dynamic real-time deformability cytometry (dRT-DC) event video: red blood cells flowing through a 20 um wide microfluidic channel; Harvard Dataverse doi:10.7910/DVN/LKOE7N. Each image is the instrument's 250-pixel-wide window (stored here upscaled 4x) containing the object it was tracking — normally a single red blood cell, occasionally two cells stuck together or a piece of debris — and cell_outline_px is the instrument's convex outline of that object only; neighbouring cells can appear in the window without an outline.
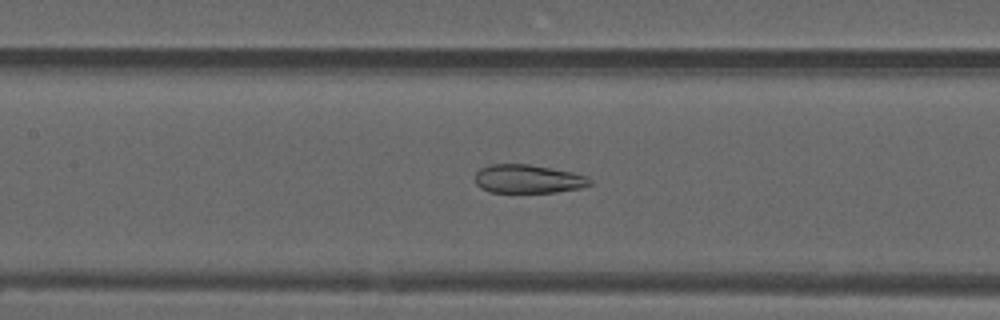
{"species": "common noctule bat (a hibernating species)", "species_latin": "Nyctalus noctula", "temperature_condition": "warm", "stored_images_in_passage": 46, "camera_frame_rate_fps": 3000, "um_per_image_px": 0.085, "animal": {"sex": "male", "forearm_length_mm": 52.5}, "frame": {"image": 1, "passage_image": 17, "time_ms": 5.333, "image_size_px": [1000, 320], "cell_outline_px": [[592, 184], [580, 188], [556, 192], [488, 192], [480, 188], [476, 184], [476, 172], [480, 168], [488, 164], [528, 164], [552, 168], [572, 172], [588, 176], [592, 180]], "centroid_in_image_um": [44.88, 15.2], "position_along_channel_um": 162.5, "area_um2": 19.25}}
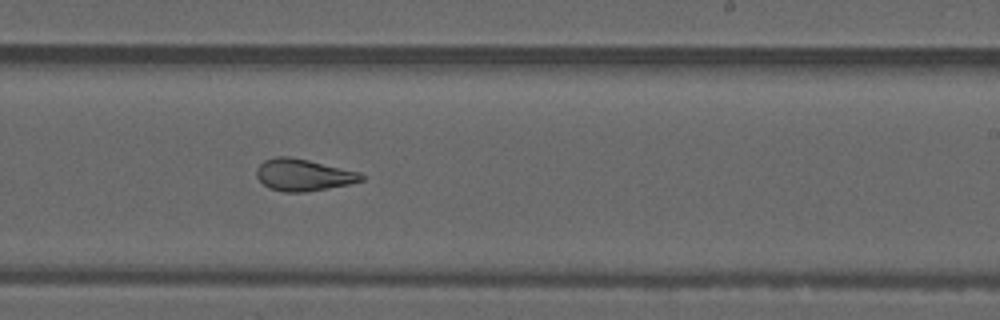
{"frame": {"image": 2, "passage_image": 25, "time_ms": 8.0, "image_size_px": [1000, 320], "cell_outline_px": [[364, 180], [348, 184], [308, 192], [284, 192], [272, 188], [264, 184], [256, 176], [256, 168], [264, 160], [276, 156], [288, 156], [308, 160], [360, 172], [364, 176]], "centroid_in_image_um": [25.78, 14.86], "position_along_channel_um": 263.2, "area_um2": 19.36}}
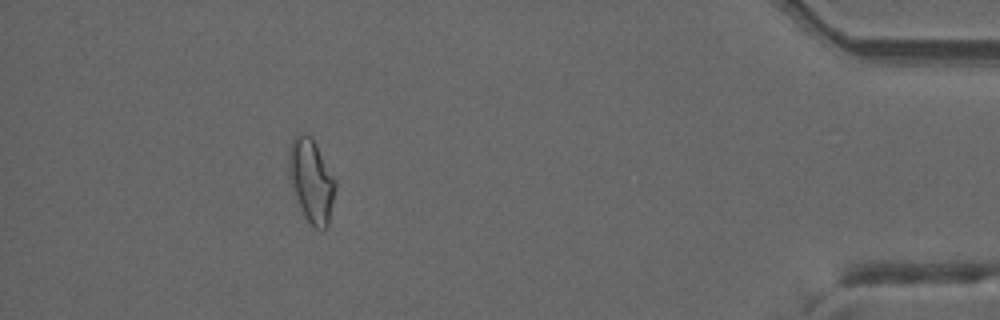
{"frame": {"image": 3, "passage_image": 41, "time_ms": 13.333, "image_size_px": [1000, 320], "cell_outline_px": [[336, 188], [328, 224], [324, 228], [316, 228], [304, 216], [292, 196], [288, 176], [288, 148], [292, 140], [300, 132], [304, 132], [312, 136], [336, 180]], "centroid_in_image_um": [26.42, 15.31], "position_along_channel_um": 408.8, "area_um2": 23.12}, "authors_computed_cell_mechanics": {"area_um2": 20.6924, "velocity_mm_per_s": 3.8046, "shape_relaxation_time_tau1_ms": null, "shape_relaxation_time_tau2_ms": 1.5855, "deformation_change_tau1": null, "deformation_change_tau2": 0.0973}}